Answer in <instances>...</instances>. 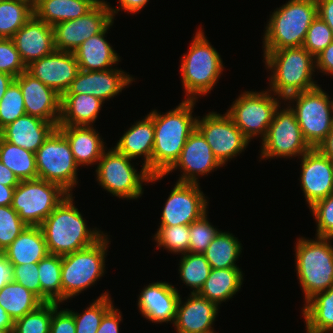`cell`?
Returning a JSON list of instances; mask_svg holds the SVG:
<instances>
[{
  "instance_id": "cell-1",
  "label": "cell",
  "mask_w": 333,
  "mask_h": 333,
  "mask_svg": "<svg viewBox=\"0 0 333 333\" xmlns=\"http://www.w3.org/2000/svg\"><path fill=\"white\" fill-rule=\"evenodd\" d=\"M197 100L184 99L178 106L161 114H148L154 124L152 175H164L177 161L190 134L196 129L193 109Z\"/></svg>"
},
{
  "instance_id": "cell-2",
  "label": "cell",
  "mask_w": 333,
  "mask_h": 333,
  "mask_svg": "<svg viewBox=\"0 0 333 333\" xmlns=\"http://www.w3.org/2000/svg\"><path fill=\"white\" fill-rule=\"evenodd\" d=\"M68 194L40 225L49 254L64 256L97 242L105 233L88 228L81 212Z\"/></svg>"
},
{
  "instance_id": "cell-3",
  "label": "cell",
  "mask_w": 333,
  "mask_h": 333,
  "mask_svg": "<svg viewBox=\"0 0 333 333\" xmlns=\"http://www.w3.org/2000/svg\"><path fill=\"white\" fill-rule=\"evenodd\" d=\"M264 63L270 69L268 90L283 101L290 95L317 86L314 81L315 58L303 46L263 50Z\"/></svg>"
},
{
  "instance_id": "cell-4",
  "label": "cell",
  "mask_w": 333,
  "mask_h": 333,
  "mask_svg": "<svg viewBox=\"0 0 333 333\" xmlns=\"http://www.w3.org/2000/svg\"><path fill=\"white\" fill-rule=\"evenodd\" d=\"M200 27L180 64L181 82L186 100H198L213 90L223 72L224 64L219 52L207 40Z\"/></svg>"
},
{
  "instance_id": "cell-5",
  "label": "cell",
  "mask_w": 333,
  "mask_h": 333,
  "mask_svg": "<svg viewBox=\"0 0 333 333\" xmlns=\"http://www.w3.org/2000/svg\"><path fill=\"white\" fill-rule=\"evenodd\" d=\"M316 0H289L272 12L266 24L263 50L300 47L317 17Z\"/></svg>"
},
{
  "instance_id": "cell-6",
  "label": "cell",
  "mask_w": 333,
  "mask_h": 333,
  "mask_svg": "<svg viewBox=\"0 0 333 333\" xmlns=\"http://www.w3.org/2000/svg\"><path fill=\"white\" fill-rule=\"evenodd\" d=\"M333 238L316 236L315 240L297 238L295 266L304 303L333 286Z\"/></svg>"
},
{
  "instance_id": "cell-7",
  "label": "cell",
  "mask_w": 333,
  "mask_h": 333,
  "mask_svg": "<svg viewBox=\"0 0 333 333\" xmlns=\"http://www.w3.org/2000/svg\"><path fill=\"white\" fill-rule=\"evenodd\" d=\"M132 158L120 153L115 147L104 150L97 163L96 179L105 191L126 200H137L144 192L143 182L153 183L163 179L164 175H151L145 166L137 172Z\"/></svg>"
},
{
  "instance_id": "cell-8",
  "label": "cell",
  "mask_w": 333,
  "mask_h": 333,
  "mask_svg": "<svg viewBox=\"0 0 333 333\" xmlns=\"http://www.w3.org/2000/svg\"><path fill=\"white\" fill-rule=\"evenodd\" d=\"M109 239L105 233L93 245L62 256V303L94 286L105 275Z\"/></svg>"
},
{
  "instance_id": "cell-9",
  "label": "cell",
  "mask_w": 333,
  "mask_h": 333,
  "mask_svg": "<svg viewBox=\"0 0 333 333\" xmlns=\"http://www.w3.org/2000/svg\"><path fill=\"white\" fill-rule=\"evenodd\" d=\"M286 101L295 112L304 140L317 148L333 127V99L319 85L290 95Z\"/></svg>"
},
{
  "instance_id": "cell-10",
  "label": "cell",
  "mask_w": 333,
  "mask_h": 333,
  "mask_svg": "<svg viewBox=\"0 0 333 333\" xmlns=\"http://www.w3.org/2000/svg\"><path fill=\"white\" fill-rule=\"evenodd\" d=\"M69 193L43 179L23 180L15 187L12 208L28 226H40Z\"/></svg>"
},
{
  "instance_id": "cell-11",
  "label": "cell",
  "mask_w": 333,
  "mask_h": 333,
  "mask_svg": "<svg viewBox=\"0 0 333 333\" xmlns=\"http://www.w3.org/2000/svg\"><path fill=\"white\" fill-rule=\"evenodd\" d=\"M275 97L268 89L261 92L247 90L241 92L226 113L249 141L255 136L263 140L276 109L283 102L281 97Z\"/></svg>"
},
{
  "instance_id": "cell-12",
  "label": "cell",
  "mask_w": 333,
  "mask_h": 333,
  "mask_svg": "<svg viewBox=\"0 0 333 333\" xmlns=\"http://www.w3.org/2000/svg\"><path fill=\"white\" fill-rule=\"evenodd\" d=\"M38 178L60 185L69 194L78 184V165L65 136L56 128L35 152Z\"/></svg>"
},
{
  "instance_id": "cell-13",
  "label": "cell",
  "mask_w": 333,
  "mask_h": 333,
  "mask_svg": "<svg viewBox=\"0 0 333 333\" xmlns=\"http://www.w3.org/2000/svg\"><path fill=\"white\" fill-rule=\"evenodd\" d=\"M276 109L266 137L262 140L260 159L300 158L311 147L304 140L295 112L288 103ZM300 156V157H299Z\"/></svg>"
},
{
  "instance_id": "cell-14",
  "label": "cell",
  "mask_w": 333,
  "mask_h": 333,
  "mask_svg": "<svg viewBox=\"0 0 333 333\" xmlns=\"http://www.w3.org/2000/svg\"><path fill=\"white\" fill-rule=\"evenodd\" d=\"M197 117L196 128L205 137L207 143L217 158L224 166L228 160L237 157L249 145L250 141L242 134L225 112H209L200 119Z\"/></svg>"
},
{
  "instance_id": "cell-15",
  "label": "cell",
  "mask_w": 333,
  "mask_h": 333,
  "mask_svg": "<svg viewBox=\"0 0 333 333\" xmlns=\"http://www.w3.org/2000/svg\"><path fill=\"white\" fill-rule=\"evenodd\" d=\"M112 21L109 4L98 2L85 15L53 26L55 49L74 52L85 40L102 32Z\"/></svg>"
},
{
  "instance_id": "cell-16",
  "label": "cell",
  "mask_w": 333,
  "mask_h": 333,
  "mask_svg": "<svg viewBox=\"0 0 333 333\" xmlns=\"http://www.w3.org/2000/svg\"><path fill=\"white\" fill-rule=\"evenodd\" d=\"M199 184L176 182L161 214L160 226L190 225L208 209L207 197Z\"/></svg>"
},
{
  "instance_id": "cell-17",
  "label": "cell",
  "mask_w": 333,
  "mask_h": 333,
  "mask_svg": "<svg viewBox=\"0 0 333 333\" xmlns=\"http://www.w3.org/2000/svg\"><path fill=\"white\" fill-rule=\"evenodd\" d=\"M223 165L214 156L205 137L196 128L188 137L175 164L164 174L168 175L180 169L181 176L177 182L200 184L198 177L205 176Z\"/></svg>"
},
{
  "instance_id": "cell-18",
  "label": "cell",
  "mask_w": 333,
  "mask_h": 333,
  "mask_svg": "<svg viewBox=\"0 0 333 333\" xmlns=\"http://www.w3.org/2000/svg\"><path fill=\"white\" fill-rule=\"evenodd\" d=\"M300 158V186L311 207L333 193V161L317 148H311Z\"/></svg>"
},
{
  "instance_id": "cell-19",
  "label": "cell",
  "mask_w": 333,
  "mask_h": 333,
  "mask_svg": "<svg viewBox=\"0 0 333 333\" xmlns=\"http://www.w3.org/2000/svg\"><path fill=\"white\" fill-rule=\"evenodd\" d=\"M26 71L62 96L76 78L79 65L73 52L55 50L30 63Z\"/></svg>"
},
{
  "instance_id": "cell-20",
  "label": "cell",
  "mask_w": 333,
  "mask_h": 333,
  "mask_svg": "<svg viewBox=\"0 0 333 333\" xmlns=\"http://www.w3.org/2000/svg\"><path fill=\"white\" fill-rule=\"evenodd\" d=\"M116 68L103 71L79 70L64 94L92 95L103 102L113 99L135 80L124 70Z\"/></svg>"
},
{
  "instance_id": "cell-21",
  "label": "cell",
  "mask_w": 333,
  "mask_h": 333,
  "mask_svg": "<svg viewBox=\"0 0 333 333\" xmlns=\"http://www.w3.org/2000/svg\"><path fill=\"white\" fill-rule=\"evenodd\" d=\"M15 81L22 90L26 114L57 127L61 115V96L27 71L17 76Z\"/></svg>"
},
{
  "instance_id": "cell-22",
  "label": "cell",
  "mask_w": 333,
  "mask_h": 333,
  "mask_svg": "<svg viewBox=\"0 0 333 333\" xmlns=\"http://www.w3.org/2000/svg\"><path fill=\"white\" fill-rule=\"evenodd\" d=\"M180 296L174 285L162 281L152 282L141 290L138 310L142 317L153 323L174 324Z\"/></svg>"
},
{
  "instance_id": "cell-23",
  "label": "cell",
  "mask_w": 333,
  "mask_h": 333,
  "mask_svg": "<svg viewBox=\"0 0 333 333\" xmlns=\"http://www.w3.org/2000/svg\"><path fill=\"white\" fill-rule=\"evenodd\" d=\"M11 39L25 66L56 50L53 27L39 20L35 15Z\"/></svg>"
},
{
  "instance_id": "cell-24",
  "label": "cell",
  "mask_w": 333,
  "mask_h": 333,
  "mask_svg": "<svg viewBox=\"0 0 333 333\" xmlns=\"http://www.w3.org/2000/svg\"><path fill=\"white\" fill-rule=\"evenodd\" d=\"M183 302L181 297L177 304L174 326L176 333H210L215 332L212 325L218 315L219 306L199 295L191 293Z\"/></svg>"
},
{
  "instance_id": "cell-25",
  "label": "cell",
  "mask_w": 333,
  "mask_h": 333,
  "mask_svg": "<svg viewBox=\"0 0 333 333\" xmlns=\"http://www.w3.org/2000/svg\"><path fill=\"white\" fill-rule=\"evenodd\" d=\"M57 127L41 118L24 115L0 130V137L35 153Z\"/></svg>"
},
{
  "instance_id": "cell-26",
  "label": "cell",
  "mask_w": 333,
  "mask_h": 333,
  "mask_svg": "<svg viewBox=\"0 0 333 333\" xmlns=\"http://www.w3.org/2000/svg\"><path fill=\"white\" fill-rule=\"evenodd\" d=\"M57 129L67 139L78 166L97 164L106 146L93 126L58 125Z\"/></svg>"
},
{
  "instance_id": "cell-27",
  "label": "cell",
  "mask_w": 333,
  "mask_h": 333,
  "mask_svg": "<svg viewBox=\"0 0 333 333\" xmlns=\"http://www.w3.org/2000/svg\"><path fill=\"white\" fill-rule=\"evenodd\" d=\"M154 146L153 119L147 114L142 120L124 132L117 141L115 148L133 160L143 157L142 166H145L152 175V153Z\"/></svg>"
},
{
  "instance_id": "cell-28",
  "label": "cell",
  "mask_w": 333,
  "mask_h": 333,
  "mask_svg": "<svg viewBox=\"0 0 333 333\" xmlns=\"http://www.w3.org/2000/svg\"><path fill=\"white\" fill-rule=\"evenodd\" d=\"M114 20L100 33L85 40L73 53L79 70L103 71L112 69L118 64L120 56L105 39L107 31L113 26Z\"/></svg>"
},
{
  "instance_id": "cell-29",
  "label": "cell",
  "mask_w": 333,
  "mask_h": 333,
  "mask_svg": "<svg viewBox=\"0 0 333 333\" xmlns=\"http://www.w3.org/2000/svg\"><path fill=\"white\" fill-rule=\"evenodd\" d=\"M11 265L38 263L49 252L40 226H27L3 251Z\"/></svg>"
},
{
  "instance_id": "cell-30",
  "label": "cell",
  "mask_w": 333,
  "mask_h": 333,
  "mask_svg": "<svg viewBox=\"0 0 333 333\" xmlns=\"http://www.w3.org/2000/svg\"><path fill=\"white\" fill-rule=\"evenodd\" d=\"M104 102L87 94H63L58 125L93 126Z\"/></svg>"
},
{
  "instance_id": "cell-31",
  "label": "cell",
  "mask_w": 333,
  "mask_h": 333,
  "mask_svg": "<svg viewBox=\"0 0 333 333\" xmlns=\"http://www.w3.org/2000/svg\"><path fill=\"white\" fill-rule=\"evenodd\" d=\"M98 2L105 0H39L34 5V15L54 26L57 23L77 19L89 12Z\"/></svg>"
},
{
  "instance_id": "cell-32",
  "label": "cell",
  "mask_w": 333,
  "mask_h": 333,
  "mask_svg": "<svg viewBox=\"0 0 333 333\" xmlns=\"http://www.w3.org/2000/svg\"><path fill=\"white\" fill-rule=\"evenodd\" d=\"M242 273L240 268L211 269L198 294L219 306L240 291Z\"/></svg>"
},
{
  "instance_id": "cell-33",
  "label": "cell",
  "mask_w": 333,
  "mask_h": 333,
  "mask_svg": "<svg viewBox=\"0 0 333 333\" xmlns=\"http://www.w3.org/2000/svg\"><path fill=\"white\" fill-rule=\"evenodd\" d=\"M301 311L306 333H333V286L306 301Z\"/></svg>"
},
{
  "instance_id": "cell-34",
  "label": "cell",
  "mask_w": 333,
  "mask_h": 333,
  "mask_svg": "<svg viewBox=\"0 0 333 333\" xmlns=\"http://www.w3.org/2000/svg\"><path fill=\"white\" fill-rule=\"evenodd\" d=\"M43 303L36 294L14 281L0 289V306L13 321L37 309Z\"/></svg>"
},
{
  "instance_id": "cell-35",
  "label": "cell",
  "mask_w": 333,
  "mask_h": 333,
  "mask_svg": "<svg viewBox=\"0 0 333 333\" xmlns=\"http://www.w3.org/2000/svg\"><path fill=\"white\" fill-rule=\"evenodd\" d=\"M232 233L219 231L203 253L212 269L239 268L235 263L242 253V244Z\"/></svg>"
},
{
  "instance_id": "cell-36",
  "label": "cell",
  "mask_w": 333,
  "mask_h": 333,
  "mask_svg": "<svg viewBox=\"0 0 333 333\" xmlns=\"http://www.w3.org/2000/svg\"><path fill=\"white\" fill-rule=\"evenodd\" d=\"M0 161L13 171L19 181L38 178L35 153L7 142L1 137Z\"/></svg>"
},
{
  "instance_id": "cell-37",
  "label": "cell",
  "mask_w": 333,
  "mask_h": 333,
  "mask_svg": "<svg viewBox=\"0 0 333 333\" xmlns=\"http://www.w3.org/2000/svg\"><path fill=\"white\" fill-rule=\"evenodd\" d=\"M62 256L48 254L38 262L41 300L62 304Z\"/></svg>"
},
{
  "instance_id": "cell-38",
  "label": "cell",
  "mask_w": 333,
  "mask_h": 333,
  "mask_svg": "<svg viewBox=\"0 0 333 333\" xmlns=\"http://www.w3.org/2000/svg\"><path fill=\"white\" fill-rule=\"evenodd\" d=\"M33 15L28 0H0V38L11 39Z\"/></svg>"
},
{
  "instance_id": "cell-39",
  "label": "cell",
  "mask_w": 333,
  "mask_h": 333,
  "mask_svg": "<svg viewBox=\"0 0 333 333\" xmlns=\"http://www.w3.org/2000/svg\"><path fill=\"white\" fill-rule=\"evenodd\" d=\"M178 265L182 283L190 287L191 293H198L212 269L204 254H183Z\"/></svg>"
},
{
  "instance_id": "cell-40",
  "label": "cell",
  "mask_w": 333,
  "mask_h": 333,
  "mask_svg": "<svg viewBox=\"0 0 333 333\" xmlns=\"http://www.w3.org/2000/svg\"><path fill=\"white\" fill-rule=\"evenodd\" d=\"M114 306L108 292L102 293L82 314L68 309L74 317L76 333H96L103 316Z\"/></svg>"
},
{
  "instance_id": "cell-41",
  "label": "cell",
  "mask_w": 333,
  "mask_h": 333,
  "mask_svg": "<svg viewBox=\"0 0 333 333\" xmlns=\"http://www.w3.org/2000/svg\"><path fill=\"white\" fill-rule=\"evenodd\" d=\"M154 240L156 248L164 247L174 254H186L189 250V225L158 226Z\"/></svg>"
},
{
  "instance_id": "cell-42",
  "label": "cell",
  "mask_w": 333,
  "mask_h": 333,
  "mask_svg": "<svg viewBox=\"0 0 333 333\" xmlns=\"http://www.w3.org/2000/svg\"><path fill=\"white\" fill-rule=\"evenodd\" d=\"M53 302H44L37 309L14 321L13 333H49Z\"/></svg>"
},
{
  "instance_id": "cell-43",
  "label": "cell",
  "mask_w": 333,
  "mask_h": 333,
  "mask_svg": "<svg viewBox=\"0 0 333 333\" xmlns=\"http://www.w3.org/2000/svg\"><path fill=\"white\" fill-rule=\"evenodd\" d=\"M26 115L22 90L14 80L0 101V130Z\"/></svg>"
},
{
  "instance_id": "cell-44",
  "label": "cell",
  "mask_w": 333,
  "mask_h": 333,
  "mask_svg": "<svg viewBox=\"0 0 333 333\" xmlns=\"http://www.w3.org/2000/svg\"><path fill=\"white\" fill-rule=\"evenodd\" d=\"M207 214L208 212L189 225L188 253L203 254L220 231L208 221Z\"/></svg>"
},
{
  "instance_id": "cell-45",
  "label": "cell",
  "mask_w": 333,
  "mask_h": 333,
  "mask_svg": "<svg viewBox=\"0 0 333 333\" xmlns=\"http://www.w3.org/2000/svg\"><path fill=\"white\" fill-rule=\"evenodd\" d=\"M27 226L12 206H0V249L4 251Z\"/></svg>"
},
{
  "instance_id": "cell-46",
  "label": "cell",
  "mask_w": 333,
  "mask_h": 333,
  "mask_svg": "<svg viewBox=\"0 0 333 333\" xmlns=\"http://www.w3.org/2000/svg\"><path fill=\"white\" fill-rule=\"evenodd\" d=\"M333 42V33L330 27L317 15L311 23L303 47L315 58L330 43Z\"/></svg>"
},
{
  "instance_id": "cell-47",
  "label": "cell",
  "mask_w": 333,
  "mask_h": 333,
  "mask_svg": "<svg viewBox=\"0 0 333 333\" xmlns=\"http://www.w3.org/2000/svg\"><path fill=\"white\" fill-rule=\"evenodd\" d=\"M314 216L316 236L333 238V193L309 207Z\"/></svg>"
},
{
  "instance_id": "cell-48",
  "label": "cell",
  "mask_w": 333,
  "mask_h": 333,
  "mask_svg": "<svg viewBox=\"0 0 333 333\" xmlns=\"http://www.w3.org/2000/svg\"><path fill=\"white\" fill-rule=\"evenodd\" d=\"M24 71H26V66L13 40L0 38V72L16 78Z\"/></svg>"
},
{
  "instance_id": "cell-49",
  "label": "cell",
  "mask_w": 333,
  "mask_h": 333,
  "mask_svg": "<svg viewBox=\"0 0 333 333\" xmlns=\"http://www.w3.org/2000/svg\"><path fill=\"white\" fill-rule=\"evenodd\" d=\"M13 281L32 291L41 299L38 263L12 265Z\"/></svg>"
},
{
  "instance_id": "cell-50",
  "label": "cell",
  "mask_w": 333,
  "mask_h": 333,
  "mask_svg": "<svg viewBox=\"0 0 333 333\" xmlns=\"http://www.w3.org/2000/svg\"><path fill=\"white\" fill-rule=\"evenodd\" d=\"M58 303H53V313L49 333H76L73 314L68 308L61 309Z\"/></svg>"
},
{
  "instance_id": "cell-51",
  "label": "cell",
  "mask_w": 333,
  "mask_h": 333,
  "mask_svg": "<svg viewBox=\"0 0 333 333\" xmlns=\"http://www.w3.org/2000/svg\"><path fill=\"white\" fill-rule=\"evenodd\" d=\"M120 309L113 306L102 318L101 324L96 333H120L119 322L122 321Z\"/></svg>"
},
{
  "instance_id": "cell-52",
  "label": "cell",
  "mask_w": 333,
  "mask_h": 333,
  "mask_svg": "<svg viewBox=\"0 0 333 333\" xmlns=\"http://www.w3.org/2000/svg\"><path fill=\"white\" fill-rule=\"evenodd\" d=\"M315 69L333 76V42L315 57Z\"/></svg>"
},
{
  "instance_id": "cell-53",
  "label": "cell",
  "mask_w": 333,
  "mask_h": 333,
  "mask_svg": "<svg viewBox=\"0 0 333 333\" xmlns=\"http://www.w3.org/2000/svg\"><path fill=\"white\" fill-rule=\"evenodd\" d=\"M118 1H119L118 8L111 7L110 3L108 2L113 20L115 18V15L120 11V9H122L121 12L124 10V12L130 14L131 13L136 14L137 12L139 13V11H141L149 2V0H118Z\"/></svg>"
},
{
  "instance_id": "cell-54",
  "label": "cell",
  "mask_w": 333,
  "mask_h": 333,
  "mask_svg": "<svg viewBox=\"0 0 333 333\" xmlns=\"http://www.w3.org/2000/svg\"><path fill=\"white\" fill-rule=\"evenodd\" d=\"M318 16L330 27L333 33V0H316Z\"/></svg>"
},
{
  "instance_id": "cell-55",
  "label": "cell",
  "mask_w": 333,
  "mask_h": 333,
  "mask_svg": "<svg viewBox=\"0 0 333 333\" xmlns=\"http://www.w3.org/2000/svg\"><path fill=\"white\" fill-rule=\"evenodd\" d=\"M13 281V267L4 254L0 256V289Z\"/></svg>"
},
{
  "instance_id": "cell-56",
  "label": "cell",
  "mask_w": 333,
  "mask_h": 333,
  "mask_svg": "<svg viewBox=\"0 0 333 333\" xmlns=\"http://www.w3.org/2000/svg\"><path fill=\"white\" fill-rule=\"evenodd\" d=\"M19 182V179L14 175L13 171L0 161V184L16 187Z\"/></svg>"
},
{
  "instance_id": "cell-57",
  "label": "cell",
  "mask_w": 333,
  "mask_h": 333,
  "mask_svg": "<svg viewBox=\"0 0 333 333\" xmlns=\"http://www.w3.org/2000/svg\"><path fill=\"white\" fill-rule=\"evenodd\" d=\"M317 149L333 161V127Z\"/></svg>"
},
{
  "instance_id": "cell-58",
  "label": "cell",
  "mask_w": 333,
  "mask_h": 333,
  "mask_svg": "<svg viewBox=\"0 0 333 333\" xmlns=\"http://www.w3.org/2000/svg\"><path fill=\"white\" fill-rule=\"evenodd\" d=\"M15 187L0 184V206H11Z\"/></svg>"
},
{
  "instance_id": "cell-59",
  "label": "cell",
  "mask_w": 333,
  "mask_h": 333,
  "mask_svg": "<svg viewBox=\"0 0 333 333\" xmlns=\"http://www.w3.org/2000/svg\"><path fill=\"white\" fill-rule=\"evenodd\" d=\"M15 80V77L8 75L6 73L0 72V101L3 98L5 92L11 83Z\"/></svg>"
},
{
  "instance_id": "cell-60",
  "label": "cell",
  "mask_w": 333,
  "mask_h": 333,
  "mask_svg": "<svg viewBox=\"0 0 333 333\" xmlns=\"http://www.w3.org/2000/svg\"><path fill=\"white\" fill-rule=\"evenodd\" d=\"M0 328L3 329H13L14 321L13 319L5 312V309L0 306Z\"/></svg>"
},
{
  "instance_id": "cell-61",
  "label": "cell",
  "mask_w": 333,
  "mask_h": 333,
  "mask_svg": "<svg viewBox=\"0 0 333 333\" xmlns=\"http://www.w3.org/2000/svg\"><path fill=\"white\" fill-rule=\"evenodd\" d=\"M0 333H13V329H3V328H0Z\"/></svg>"
},
{
  "instance_id": "cell-62",
  "label": "cell",
  "mask_w": 333,
  "mask_h": 333,
  "mask_svg": "<svg viewBox=\"0 0 333 333\" xmlns=\"http://www.w3.org/2000/svg\"><path fill=\"white\" fill-rule=\"evenodd\" d=\"M28 1L31 2L33 5L37 3V0H28Z\"/></svg>"
}]
</instances>
